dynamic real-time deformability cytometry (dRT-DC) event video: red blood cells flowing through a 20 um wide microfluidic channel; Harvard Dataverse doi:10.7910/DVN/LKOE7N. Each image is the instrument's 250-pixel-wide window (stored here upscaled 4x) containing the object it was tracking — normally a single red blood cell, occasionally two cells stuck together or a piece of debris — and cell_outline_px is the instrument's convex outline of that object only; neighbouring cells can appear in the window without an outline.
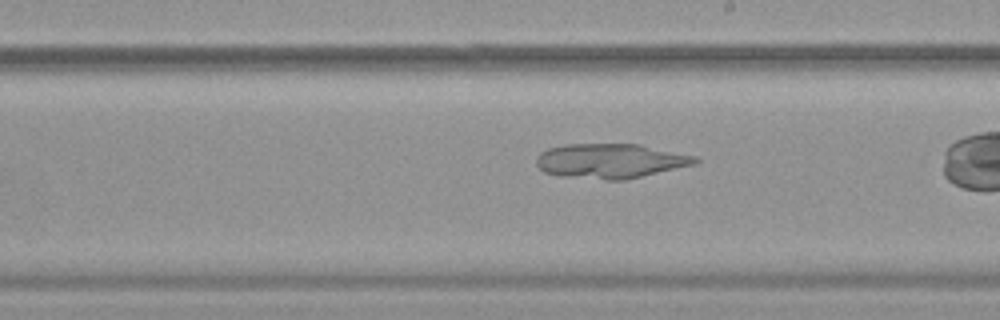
{"species": "common noctule bat (a hibernating species)", "species_latin": "Nyctalus noctula", "temperature_condition": "warm", "stored_images_in_passage": 39, "camera_frame_rate_fps": 3000, "um_per_image_px": 0.085, "animal": {"sex": "female", "body_mass_g": 19.9}, "frame": {"image": 1, "passage_image": 28, "time_ms": 9.0, "image_size_px": [1000, 320], "cell_outline_px": [[700, 160], [696, 164], [624, 180], [608, 180], [560, 176], [544, 172], [536, 164], [536, 156], [540, 152], [548, 148], [564, 144], [640, 144], [696, 156]], "centroid_in_image_um": [51.87, 13.67], "position_along_channel_um": 237.1, "area_um2": 32.19}}